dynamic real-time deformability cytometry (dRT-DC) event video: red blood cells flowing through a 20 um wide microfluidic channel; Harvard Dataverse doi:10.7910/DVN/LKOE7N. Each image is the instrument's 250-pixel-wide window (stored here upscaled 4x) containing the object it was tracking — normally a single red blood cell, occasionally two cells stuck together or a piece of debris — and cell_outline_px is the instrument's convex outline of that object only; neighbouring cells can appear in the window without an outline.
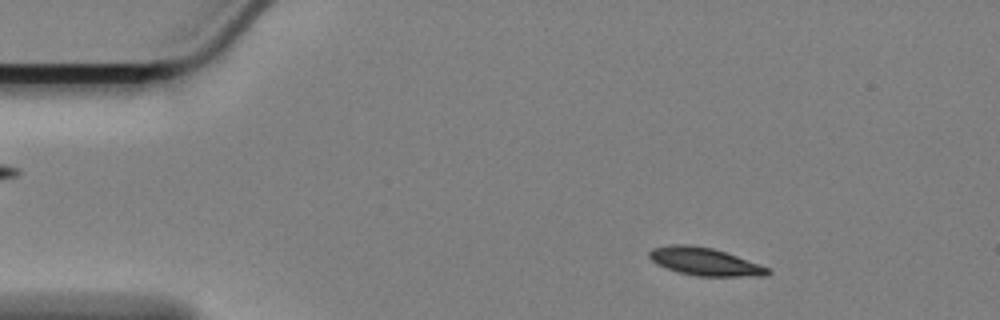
{"species": "Egyptian fruit bat (a non-hibernating species)", "species_latin": "Rousettus aegyptiacus", "temperature_condition": "cold", "stored_images_in_passage": 58, "camera_frame_rate_fps": 3000, "um_per_image_px": 0.085, "animal": {"sex": "female"}, "frame": {"image": 1, "passage_image": 8, "time_ms": 2.333, "image_size_px": [1000, 320], "cell_outline_px": [[772, 272], [768, 276], [696, 276], [676, 272], [656, 264], [648, 256], [648, 252], [652, 248], [672, 244], [684, 244], [712, 248], [772, 268]], "centroid_in_image_um": [59.92, 22.25], "position_along_channel_um": 25.1, "area_um2": 19.31}}
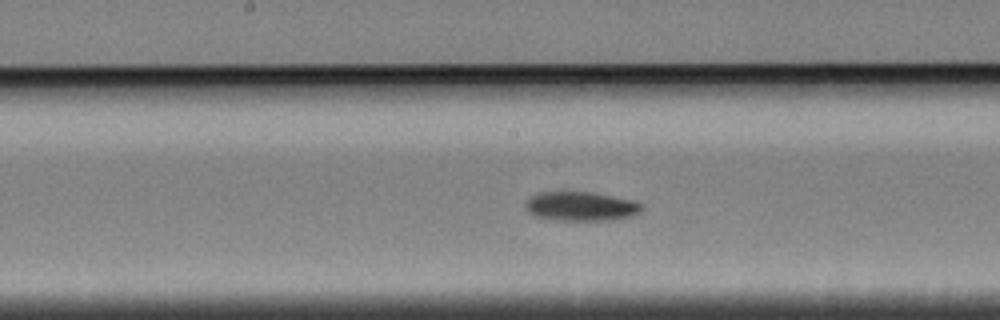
{"frame": {"image": 2, "passage_image": 29, "time_ms": 9.333, "image_size_px": [1000, 320], "cell_outline_px": [[644, 208], [640, 212], [632, 216], [616, 220], [556, 220], [536, 216], [528, 212], [524, 208], [524, 200], [528, 196], [540, 192], [596, 192], [636, 200], [644, 204]], "centroid_in_image_um": [49.41, 17.52], "position_along_channel_um": 198.8, "area_um2": 20.4}}
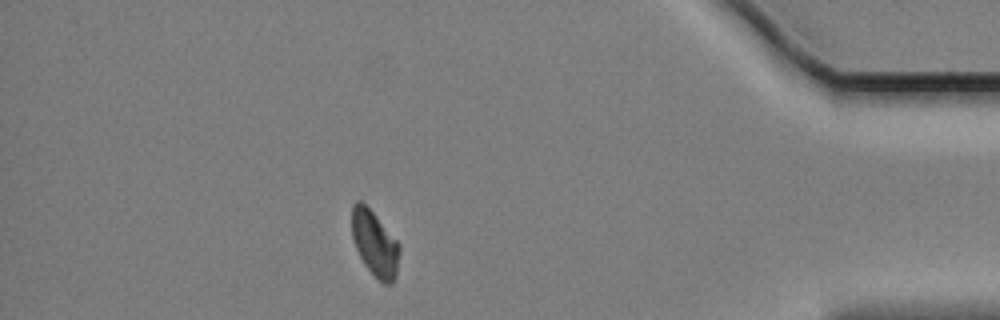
{"frame": {"image": 3, "passage_image": 51, "time_ms": 16.667, "image_size_px": [1000, 320], "cell_outline_px": [[400, 248], [396, 276], [392, 284], [384, 284], [364, 264], [356, 248], [352, 236], [352, 204], [356, 200], [360, 200], [376, 216], [400, 244]], "centroid_in_image_um": [31.86, 20.7], "position_along_channel_um": 403.3, "area_um2": 17.92}, "authors_computed_cell_mechanics": {"area_um2": 19.3052, "velocity_mm_per_s": 3.3848, "shape_relaxation_time_tau1_ms": 3.8924, "shape_relaxation_time_tau2_ms": null, "deformation_change_tau1": 0.0953, "deformation_change_tau2": null}}